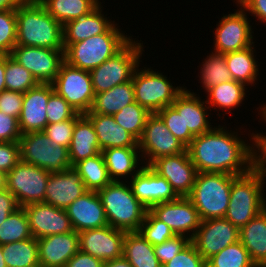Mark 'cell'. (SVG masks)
I'll return each mask as SVG.
<instances>
[{
  "label": "cell",
  "mask_w": 266,
  "mask_h": 267,
  "mask_svg": "<svg viewBox=\"0 0 266 267\" xmlns=\"http://www.w3.org/2000/svg\"><path fill=\"white\" fill-rule=\"evenodd\" d=\"M20 161L19 142H0V171L8 173Z\"/></svg>",
  "instance_id": "51"
},
{
  "label": "cell",
  "mask_w": 266,
  "mask_h": 267,
  "mask_svg": "<svg viewBox=\"0 0 266 267\" xmlns=\"http://www.w3.org/2000/svg\"><path fill=\"white\" fill-rule=\"evenodd\" d=\"M239 241L257 267H266V208L239 229Z\"/></svg>",
  "instance_id": "28"
},
{
  "label": "cell",
  "mask_w": 266,
  "mask_h": 267,
  "mask_svg": "<svg viewBox=\"0 0 266 267\" xmlns=\"http://www.w3.org/2000/svg\"><path fill=\"white\" fill-rule=\"evenodd\" d=\"M240 9V10H239ZM222 17L215 30L214 52L226 54L254 45L250 21L241 7Z\"/></svg>",
  "instance_id": "15"
},
{
  "label": "cell",
  "mask_w": 266,
  "mask_h": 267,
  "mask_svg": "<svg viewBox=\"0 0 266 267\" xmlns=\"http://www.w3.org/2000/svg\"><path fill=\"white\" fill-rule=\"evenodd\" d=\"M237 241H239V228L224 217L201 221L191 239L198 253L206 261Z\"/></svg>",
  "instance_id": "14"
},
{
  "label": "cell",
  "mask_w": 266,
  "mask_h": 267,
  "mask_svg": "<svg viewBox=\"0 0 266 267\" xmlns=\"http://www.w3.org/2000/svg\"><path fill=\"white\" fill-rule=\"evenodd\" d=\"M53 92L52 84H38L24 93L18 119L21 134L41 132L48 125L47 104Z\"/></svg>",
  "instance_id": "21"
},
{
  "label": "cell",
  "mask_w": 266,
  "mask_h": 267,
  "mask_svg": "<svg viewBox=\"0 0 266 267\" xmlns=\"http://www.w3.org/2000/svg\"><path fill=\"white\" fill-rule=\"evenodd\" d=\"M86 191L79 173L74 167H70L62 172L50 173L44 203L65 210Z\"/></svg>",
  "instance_id": "22"
},
{
  "label": "cell",
  "mask_w": 266,
  "mask_h": 267,
  "mask_svg": "<svg viewBox=\"0 0 266 267\" xmlns=\"http://www.w3.org/2000/svg\"><path fill=\"white\" fill-rule=\"evenodd\" d=\"M162 267H207L206 260L198 253L195 245L190 242L177 255Z\"/></svg>",
  "instance_id": "49"
},
{
  "label": "cell",
  "mask_w": 266,
  "mask_h": 267,
  "mask_svg": "<svg viewBox=\"0 0 266 267\" xmlns=\"http://www.w3.org/2000/svg\"><path fill=\"white\" fill-rule=\"evenodd\" d=\"M54 91L78 113L91 110L95 93L90 72L63 62L59 73L52 83Z\"/></svg>",
  "instance_id": "10"
},
{
  "label": "cell",
  "mask_w": 266,
  "mask_h": 267,
  "mask_svg": "<svg viewBox=\"0 0 266 267\" xmlns=\"http://www.w3.org/2000/svg\"><path fill=\"white\" fill-rule=\"evenodd\" d=\"M232 186V175L198 172L188 198L197 209L202 221L223 218L227 211Z\"/></svg>",
  "instance_id": "6"
},
{
  "label": "cell",
  "mask_w": 266,
  "mask_h": 267,
  "mask_svg": "<svg viewBox=\"0 0 266 267\" xmlns=\"http://www.w3.org/2000/svg\"><path fill=\"white\" fill-rule=\"evenodd\" d=\"M21 135L18 119L0 111V142H19Z\"/></svg>",
  "instance_id": "52"
},
{
  "label": "cell",
  "mask_w": 266,
  "mask_h": 267,
  "mask_svg": "<svg viewBox=\"0 0 266 267\" xmlns=\"http://www.w3.org/2000/svg\"><path fill=\"white\" fill-rule=\"evenodd\" d=\"M245 85L235 80L227 81L207 90L206 104L210 107L218 106L219 109L230 110L236 108L246 95Z\"/></svg>",
  "instance_id": "37"
},
{
  "label": "cell",
  "mask_w": 266,
  "mask_h": 267,
  "mask_svg": "<svg viewBox=\"0 0 266 267\" xmlns=\"http://www.w3.org/2000/svg\"><path fill=\"white\" fill-rule=\"evenodd\" d=\"M196 95L185 88L171 104L176 111H183L184 132H191L194 136L212 129L207 114L209 106Z\"/></svg>",
  "instance_id": "25"
},
{
  "label": "cell",
  "mask_w": 266,
  "mask_h": 267,
  "mask_svg": "<svg viewBox=\"0 0 266 267\" xmlns=\"http://www.w3.org/2000/svg\"><path fill=\"white\" fill-rule=\"evenodd\" d=\"M68 151L71 167L81 160L93 157L102 152L94 127L84 114L75 122V128Z\"/></svg>",
  "instance_id": "29"
},
{
  "label": "cell",
  "mask_w": 266,
  "mask_h": 267,
  "mask_svg": "<svg viewBox=\"0 0 266 267\" xmlns=\"http://www.w3.org/2000/svg\"><path fill=\"white\" fill-rule=\"evenodd\" d=\"M191 242L189 237L184 235H175L173 238L165 242L155 245L154 251L160 264L163 266L177 255L184 247Z\"/></svg>",
  "instance_id": "48"
},
{
  "label": "cell",
  "mask_w": 266,
  "mask_h": 267,
  "mask_svg": "<svg viewBox=\"0 0 266 267\" xmlns=\"http://www.w3.org/2000/svg\"><path fill=\"white\" fill-rule=\"evenodd\" d=\"M207 267H257L240 241L222 249L206 261Z\"/></svg>",
  "instance_id": "40"
},
{
  "label": "cell",
  "mask_w": 266,
  "mask_h": 267,
  "mask_svg": "<svg viewBox=\"0 0 266 267\" xmlns=\"http://www.w3.org/2000/svg\"><path fill=\"white\" fill-rule=\"evenodd\" d=\"M74 231L81 232L108 226L105 210L96 191H86L66 209Z\"/></svg>",
  "instance_id": "24"
},
{
  "label": "cell",
  "mask_w": 266,
  "mask_h": 267,
  "mask_svg": "<svg viewBox=\"0 0 266 267\" xmlns=\"http://www.w3.org/2000/svg\"><path fill=\"white\" fill-rule=\"evenodd\" d=\"M103 261L80 250L71 257L65 267H102Z\"/></svg>",
  "instance_id": "55"
},
{
  "label": "cell",
  "mask_w": 266,
  "mask_h": 267,
  "mask_svg": "<svg viewBox=\"0 0 266 267\" xmlns=\"http://www.w3.org/2000/svg\"><path fill=\"white\" fill-rule=\"evenodd\" d=\"M254 46H249L246 49L229 52L224 54L228 70L232 79L243 83L245 86L252 84L257 80L258 65L254 57Z\"/></svg>",
  "instance_id": "34"
},
{
  "label": "cell",
  "mask_w": 266,
  "mask_h": 267,
  "mask_svg": "<svg viewBox=\"0 0 266 267\" xmlns=\"http://www.w3.org/2000/svg\"><path fill=\"white\" fill-rule=\"evenodd\" d=\"M98 195L102 201L108 225L125 232H138L147 208L124 181H111Z\"/></svg>",
  "instance_id": "4"
},
{
  "label": "cell",
  "mask_w": 266,
  "mask_h": 267,
  "mask_svg": "<svg viewBox=\"0 0 266 267\" xmlns=\"http://www.w3.org/2000/svg\"><path fill=\"white\" fill-rule=\"evenodd\" d=\"M5 68H6V55H0V93L6 90Z\"/></svg>",
  "instance_id": "58"
},
{
  "label": "cell",
  "mask_w": 266,
  "mask_h": 267,
  "mask_svg": "<svg viewBox=\"0 0 266 267\" xmlns=\"http://www.w3.org/2000/svg\"><path fill=\"white\" fill-rule=\"evenodd\" d=\"M114 24L107 32L73 44H64V59L69 65L91 71L118 53L131 39Z\"/></svg>",
  "instance_id": "5"
},
{
  "label": "cell",
  "mask_w": 266,
  "mask_h": 267,
  "mask_svg": "<svg viewBox=\"0 0 266 267\" xmlns=\"http://www.w3.org/2000/svg\"><path fill=\"white\" fill-rule=\"evenodd\" d=\"M138 150H140L138 147H115L104 149L101 152L105 160L108 175L112 181H120L119 176L126 178V176L129 177V174H132V178L143 168V166H138L140 159L138 156L140 151Z\"/></svg>",
  "instance_id": "30"
},
{
  "label": "cell",
  "mask_w": 266,
  "mask_h": 267,
  "mask_svg": "<svg viewBox=\"0 0 266 267\" xmlns=\"http://www.w3.org/2000/svg\"><path fill=\"white\" fill-rule=\"evenodd\" d=\"M260 108V113H262V117H263V119L265 120V122H266V105H264V106H261V107H259Z\"/></svg>",
  "instance_id": "62"
},
{
  "label": "cell",
  "mask_w": 266,
  "mask_h": 267,
  "mask_svg": "<svg viewBox=\"0 0 266 267\" xmlns=\"http://www.w3.org/2000/svg\"><path fill=\"white\" fill-rule=\"evenodd\" d=\"M5 84L6 90L25 93L39 83L11 55H6Z\"/></svg>",
  "instance_id": "42"
},
{
  "label": "cell",
  "mask_w": 266,
  "mask_h": 267,
  "mask_svg": "<svg viewBox=\"0 0 266 267\" xmlns=\"http://www.w3.org/2000/svg\"><path fill=\"white\" fill-rule=\"evenodd\" d=\"M48 13L62 25L89 14L99 0H38Z\"/></svg>",
  "instance_id": "33"
},
{
  "label": "cell",
  "mask_w": 266,
  "mask_h": 267,
  "mask_svg": "<svg viewBox=\"0 0 266 267\" xmlns=\"http://www.w3.org/2000/svg\"><path fill=\"white\" fill-rule=\"evenodd\" d=\"M150 211L159 220L166 223L175 235L186 236L187 234L189 239L194 237L202 221L197 209L188 197H179L170 202L158 203Z\"/></svg>",
  "instance_id": "16"
},
{
  "label": "cell",
  "mask_w": 266,
  "mask_h": 267,
  "mask_svg": "<svg viewBox=\"0 0 266 267\" xmlns=\"http://www.w3.org/2000/svg\"><path fill=\"white\" fill-rule=\"evenodd\" d=\"M81 115L82 114L77 113L72 119L48 124L43 132L55 145L69 148L75 128V122Z\"/></svg>",
  "instance_id": "46"
},
{
  "label": "cell",
  "mask_w": 266,
  "mask_h": 267,
  "mask_svg": "<svg viewBox=\"0 0 266 267\" xmlns=\"http://www.w3.org/2000/svg\"><path fill=\"white\" fill-rule=\"evenodd\" d=\"M102 267H133L127 259L124 257L103 261Z\"/></svg>",
  "instance_id": "57"
},
{
  "label": "cell",
  "mask_w": 266,
  "mask_h": 267,
  "mask_svg": "<svg viewBox=\"0 0 266 267\" xmlns=\"http://www.w3.org/2000/svg\"><path fill=\"white\" fill-rule=\"evenodd\" d=\"M150 114L146 108L140 106L137 102H133L112 116L119 125L139 140Z\"/></svg>",
  "instance_id": "41"
},
{
  "label": "cell",
  "mask_w": 266,
  "mask_h": 267,
  "mask_svg": "<svg viewBox=\"0 0 266 267\" xmlns=\"http://www.w3.org/2000/svg\"><path fill=\"white\" fill-rule=\"evenodd\" d=\"M16 45L64 50L63 25L38 0H24L16 8Z\"/></svg>",
  "instance_id": "2"
},
{
  "label": "cell",
  "mask_w": 266,
  "mask_h": 267,
  "mask_svg": "<svg viewBox=\"0 0 266 267\" xmlns=\"http://www.w3.org/2000/svg\"><path fill=\"white\" fill-rule=\"evenodd\" d=\"M80 251L92 255L102 261L123 257L125 231L110 225L88 229L78 233Z\"/></svg>",
  "instance_id": "17"
},
{
  "label": "cell",
  "mask_w": 266,
  "mask_h": 267,
  "mask_svg": "<svg viewBox=\"0 0 266 267\" xmlns=\"http://www.w3.org/2000/svg\"><path fill=\"white\" fill-rule=\"evenodd\" d=\"M150 167L167 179L179 197H188L192 191L197 169L185 152L156 159Z\"/></svg>",
  "instance_id": "18"
},
{
  "label": "cell",
  "mask_w": 266,
  "mask_h": 267,
  "mask_svg": "<svg viewBox=\"0 0 266 267\" xmlns=\"http://www.w3.org/2000/svg\"><path fill=\"white\" fill-rule=\"evenodd\" d=\"M35 239L74 231L66 210L40 202L23 207Z\"/></svg>",
  "instance_id": "20"
},
{
  "label": "cell",
  "mask_w": 266,
  "mask_h": 267,
  "mask_svg": "<svg viewBox=\"0 0 266 267\" xmlns=\"http://www.w3.org/2000/svg\"><path fill=\"white\" fill-rule=\"evenodd\" d=\"M143 44L131 40L113 57L107 59L100 66L90 72L95 94L107 91L116 85L132 80V76L139 67Z\"/></svg>",
  "instance_id": "7"
},
{
  "label": "cell",
  "mask_w": 266,
  "mask_h": 267,
  "mask_svg": "<svg viewBox=\"0 0 266 267\" xmlns=\"http://www.w3.org/2000/svg\"><path fill=\"white\" fill-rule=\"evenodd\" d=\"M11 56L28 70L39 84H52L61 64L64 50L16 45Z\"/></svg>",
  "instance_id": "13"
},
{
  "label": "cell",
  "mask_w": 266,
  "mask_h": 267,
  "mask_svg": "<svg viewBox=\"0 0 266 267\" xmlns=\"http://www.w3.org/2000/svg\"><path fill=\"white\" fill-rule=\"evenodd\" d=\"M135 102L132 80L95 94L93 105L88 113L113 115L125 106Z\"/></svg>",
  "instance_id": "31"
},
{
  "label": "cell",
  "mask_w": 266,
  "mask_h": 267,
  "mask_svg": "<svg viewBox=\"0 0 266 267\" xmlns=\"http://www.w3.org/2000/svg\"><path fill=\"white\" fill-rule=\"evenodd\" d=\"M239 7H243L244 11L252 13L254 17H258L262 23H266V0H236Z\"/></svg>",
  "instance_id": "54"
},
{
  "label": "cell",
  "mask_w": 266,
  "mask_h": 267,
  "mask_svg": "<svg viewBox=\"0 0 266 267\" xmlns=\"http://www.w3.org/2000/svg\"><path fill=\"white\" fill-rule=\"evenodd\" d=\"M138 148L149 166L158 158L186 151V146L172 134L157 113L148 116Z\"/></svg>",
  "instance_id": "12"
},
{
  "label": "cell",
  "mask_w": 266,
  "mask_h": 267,
  "mask_svg": "<svg viewBox=\"0 0 266 267\" xmlns=\"http://www.w3.org/2000/svg\"><path fill=\"white\" fill-rule=\"evenodd\" d=\"M222 126L195 136L186 147L190 160L198 172L226 173L240 176L255 167V134L249 146L233 132ZM253 147V148H252Z\"/></svg>",
  "instance_id": "1"
},
{
  "label": "cell",
  "mask_w": 266,
  "mask_h": 267,
  "mask_svg": "<svg viewBox=\"0 0 266 267\" xmlns=\"http://www.w3.org/2000/svg\"><path fill=\"white\" fill-rule=\"evenodd\" d=\"M19 144L24 163L49 173L62 172L71 167L68 148L52 143L43 131L22 134Z\"/></svg>",
  "instance_id": "8"
},
{
  "label": "cell",
  "mask_w": 266,
  "mask_h": 267,
  "mask_svg": "<svg viewBox=\"0 0 266 267\" xmlns=\"http://www.w3.org/2000/svg\"><path fill=\"white\" fill-rule=\"evenodd\" d=\"M130 180L129 185L133 194L148 210L158 203L179 198L167 179L156 173L149 165L144 164Z\"/></svg>",
  "instance_id": "19"
},
{
  "label": "cell",
  "mask_w": 266,
  "mask_h": 267,
  "mask_svg": "<svg viewBox=\"0 0 266 267\" xmlns=\"http://www.w3.org/2000/svg\"><path fill=\"white\" fill-rule=\"evenodd\" d=\"M16 9L0 11V55H11L16 46Z\"/></svg>",
  "instance_id": "44"
},
{
  "label": "cell",
  "mask_w": 266,
  "mask_h": 267,
  "mask_svg": "<svg viewBox=\"0 0 266 267\" xmlns=\"http://www.w3.org/2000/svg\"><path fill=\"white\" fill-rule=\"evenodd\" d=\"M7 189V173L0 171V191Z\"/></svg>",
  "instance_id": "60"
},
{
  "label": "cell",
  "mask_w": 266,
  "mask_h": 267,
  "mask_svg": "<svg viewBox=\"0 0 266 267\" xmlns=\"http://www.w3.org/2000/svg\"><path fill=\"white\" fill-rule=\"evenodd\" d=\"M172 134L186 147L195 137L191 132H184L183 111H176L172 106H167L157 112Z\"/></svg>",
  "instance_id": "45"
},
{
  "label": "cell",
  "mask_w": 266,
  "mask_h": 267,
  "mask_svg": "<svg viewBox=\"0 0 266 267\" xmlns=\"http://www.w3.org/2000/svg\"><path fill=\"white\" fill-rule=\"evenodd\" d=\"M24 93L4 90L0 93V111L19 119Z\"/></svg>",
  "instance_id": "50"
},
{
  "label": "cell",
  "mask_w": 266,
  "mask_h": 267,
  "mask_svg": "<svg viewBox=\"0 0 266 267\" xmlns=\"http://www.w3.org/2000/svg\"><path fill=\"white\" fill-rule=\"evenodd\" d=\"M255 146V148L259 150H256L255 165L266 179V136L261 133H256Z\"/></svg>",
  "instance_id": "56"
},
{
  "label": "cell",
  "mask_w": 266,
  "mask_h": 267,
  "mask_svg": "<svg viewBox=\"0 0 266 267\" xmlns=\"http://www.w3.org/2000/svg\"><path fill=\"white\" fill-rule=\"evenodd\" d=\"M2 254L7 267H40L34 237L2 245Z\"/></svg>",
  "instance_id": "35"
},
{
  "label": "cell",
  "mask_w": 266,
  "mask_h": 267,
  "mask_svg": "<svg viewBox=\"0 0 266 267\" xmlns=\"http://www.w3.org/2000/svg\"><path fill=\"white\" fill-rule=\"evenodd\" d=\"M49 175L40 167L20 161L7 173V190L20 207L44 202Z\"/></svg>",
  "instance_id": "11"
},
{
  "label": "cell",
  "mask_w": 266,
  "mask_h": 267,
  "mask_svg": "<svg viewBox=\"0 0 266 267\" xmlns=\"http://www.w3.org/2000/svg\"><path fill=\"white\" fill-rule=\"evenodd\" d=\"M135 102L146 108L150 113H157L175 101L176 97L185 89L173 87L167 77L151 68L139 70L132 76Z\"/></svg>",
  "instance_id": "9"
},
{
  "label": "cell",
  "mask_w": 266,
  "mask_h": 267,
  "mask_svg": "<svg viewBox=\"0 0 266 267\" xmlns=\"http://www.w3.org/2000/svg\"><path fill=\"white\" fill-rule=\"evenodd\" d=\"M40 267H65L79 250V234L76 231L49 235L37 239Z\"/></svg>",
  "instance_id": "23"
},
{
  "label": "cell",
  "mask_w": 266,
  "mask_h": 267,
  "mask_svg": "<svg viewBox=\"0 0 266 267\" xmlns=\"http://www.w3.org/2000/svg\"><path fill=\"white\" fill-rule=\"evenodd\" d=\"M32 237L28 217L23 207L10 214L0 225V245Z\"/></svg>",
  "instance_id": "38"
},
{
  "label": "cell",
  "mask_w": 266,
  "mask_h": 267,
  "mask_svg": "<svg viewBox=\"0 0 266 267\" xmlns=\"http://www.w3.org/2000/svg\"><path fill=\"white\" fill-rule=\"evenodd\" d=\"M138 232L153 246L161 244L175 236L170 227L147 210L144 222Z\"/></svg>",
  "instance_id": "43"
},
{
  "label": "cell",
  "mask_w": 266,
  "mask_h": 267,
  "mask_svg": "<svg viewBox=\"0 0 266 267\" xmlns=\"http://www.w3.org/2000/svg\"><path fill=\"white\" fill-rule=\"evenodd\" d=\"M264 180L257 166L247 174L232 175L230 202L224 218L240 229L262 212L266 208Z\"/></svg>",
  "instance_id": "3"
},
{
  "label": "cell",
  "mask_w": 266,
  "mask_h": 267,
  "mask_svg": "<svg viewBox=\"0 0 266 267\" xmlns=\"http://www.w3.org/2000/svg\"><path fill=\"white\" fill-rule=\"evenodd\" d=\"M123 257L133 267H162L151 245L139 232H126Z\"/></svg>",
  "instance_id": "32"
},
{
  "label": "cell",
  "mask_w": 266,
  "mask_h": 267,
  "mask_svg": "<svg viewBox=\"0 0 266 267\" xmlns=\"http://www.w3.org/2000/svg\"><path fill=\"white\" fill-rule=\"evenodd\" d=\"M18 208H20L18 202L9 190L0 191V225Z\"/></svg>",
  "instance_id": "53"
},
{
  "label": "cell",
  "mask_w": 266,
  "mask_h": 267,
  "mask_svg": "<svg viewBox=\"0 0 266 267\" xmlns=\"http://www.w3.org/2000/svg\"><path fill=\"white\" fill-rule=\"evenodd\" d=\"M76 112L64 99L55 91L49 96L47 104L48 124L59 123L72 119Z\"/></svg>",
  "instance_id": "47"
},
{
  "label": "cell",
  "mask_w": 266,
  "mask_h": 267,
  "mask_svg": "<svg viewBox=\"0 0 266 267\" xmlns=\"http://www.w3.org/2000/svg\"><path fill=\"white\" fill-rule=\"evenodd\" d=\"M73 167L79 173L87 191L98 192L112 181L102 153L81 160Z\"/></svg>",
  "instance_id": "36"
},
{
  "label": "cell",
  "mask_w": 266,
  "mask_h": 267,
  "mask_svg": "<svg viewBox=\"0 0 266 267\" xmlns=\"http://www.w3.org/2000/svg\"><path fill=\"white\" fill-rule=\"evenodd\" d=\"M101 8L100 3L89 14L64 24L63 44H73L107 32L114 25V21L112 23L104 17Z\"/></svg>",
  "instance_id": "27"
},
{
  "label": "cell",
  "mask_w": 266,
  "mask_h": 267,
  "mask_svg": "<svg viewBox=\"0 0 266 267\" xmlns=\"http://www.w3.org/2000/svg\"><path fill=\"white\" fill-rule=\"evenodd\" d=\"M24 0H0V11L16 9Z\"/></svg>",
  "instance_id": "59"
},
{
  "label": "cell",
  "mask_w": 266,
  "mask_h": 267,
  "mask_svg": "<svg viewBox=\"0 0 266 267\" xmlns=\"http://www.w3.org/2000/svg\"><path fill=\"white\" fill-rule=\"evenodd\" d=\"M202 63L200 79L203 86L201 87H204L206 91L216 85L233 80L224 54L212 52Z\"/></svg>",
  "instance_id": "39"
},
{
  "label": "cell",
  "mask_w": 266,
  "mask_h": 267,
  "mask_svg": "<svg viewBox=\"0 0 266 267\" xmlns=\"http://www.w3.org/2000/svg\"><path fill=\"white\" fill-rule=\"evenodd\" d=\"M0 267H7L2 254V245H0Z\"/></svg>",
  "instance_id": "61"
},
{
  "label": "cell",
  "mask_w": 266,
  "mask_h": 267,
  "mask_svg": "<svg viewBox=\"0 0 266 267\" xmlns=\"http://www.w3.org/2000/svg\"><path fill=\"white\" fill-rule=\"evenodd\" d=\"M92 123L101 151L115 147H138V140L119 125L112 115L84 114Z\"/></svg>",
  "instance_id": "26"
}]
</instances>
